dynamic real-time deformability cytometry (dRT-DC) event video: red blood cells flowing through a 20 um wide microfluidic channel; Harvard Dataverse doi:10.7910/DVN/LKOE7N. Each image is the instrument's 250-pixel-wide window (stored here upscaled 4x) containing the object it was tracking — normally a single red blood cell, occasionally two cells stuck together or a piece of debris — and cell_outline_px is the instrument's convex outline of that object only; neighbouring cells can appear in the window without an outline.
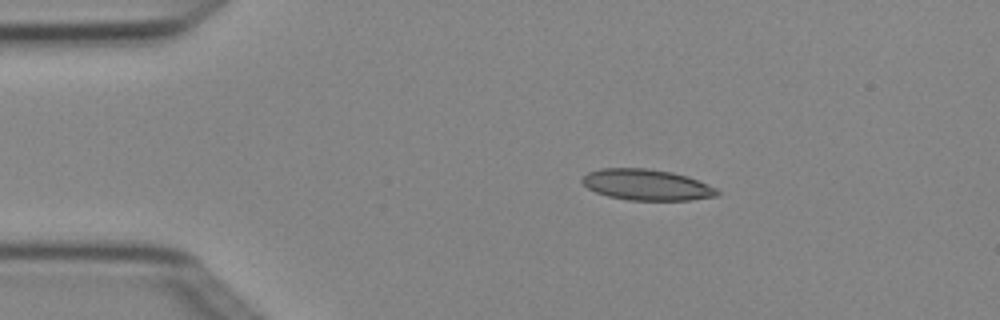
{"species": "Egyptian fruit bat (a non-hibernating species)", "species_latin": "Rousettus aegyptiacus", "temperature_condition": "cold", "stored_images_in_passage": 4, "camera_frame_rate_fps": 3000, "um_per_image_px": 0.085, "animal": {"sex": "female"}, "frame": {"image": 1, "passage_image": 2, "time_ms": 0.333, "image_size_px": [1000, 320], "cell_outline_px": [[720, 192], [716, 196], [692, 200], [628, 200], [608, 196], [596, 192], [588, 188], [580, 180], [588, 172], [600, 168], [648, 168], [672, 172], [688, 176], [716, 188]], "centroid_in_image_um": [54.96, 15.7], "position_along_channel_um": 30.0, "area_um2": 24.39}}
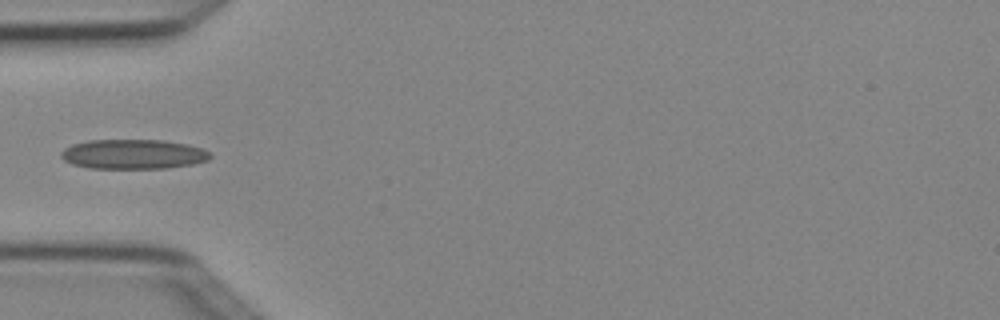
{"frame": {"image": 2, "passage_image": 4, "time_ms": 1.0, "image_size_px": [1000, 320], "cell_outline_px": [[212, 156], [208, 160], [192, 164], [168, 168], [88, 168], [72, 164], [64, 160], [60, 156], [60, 152], [64, 148], [72, 144], [88, 140], [164, 140], [188, 144], [204, 148]], "centroid_in_image_um": [11.32, 13.1], "position_along_channel_um": 73.7, "area_um2": 25.95}}